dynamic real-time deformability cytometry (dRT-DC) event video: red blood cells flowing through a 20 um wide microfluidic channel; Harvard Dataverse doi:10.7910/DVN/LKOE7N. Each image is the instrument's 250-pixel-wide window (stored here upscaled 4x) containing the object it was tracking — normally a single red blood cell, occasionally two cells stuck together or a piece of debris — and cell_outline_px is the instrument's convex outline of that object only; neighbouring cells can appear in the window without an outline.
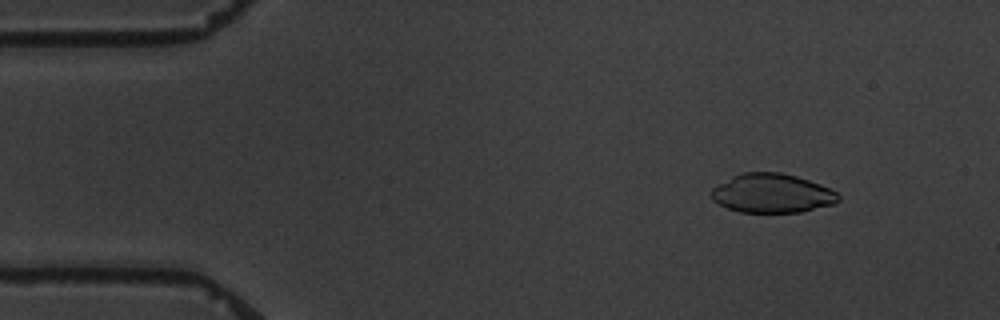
{"species": "common noctule bat (a hibernating species)", "species_latin": "Nyctalus noctula", "temperature_condition": "warm", "stored_images_in_passage": 6, "camera_frame_rate_fps": 3000, "um_per_image_px": 0.085, "animal": {"sex": "male", "body_mass_g": 19.5, "forearm_length_mm": 54.6}, "frame": {"image": 1, "passage_image": 2, "time_ms": 1.333, "image_size_px": [1000, 320], "cell_outline_px": [[840, 200], [836, 204], [800, 212], [740, 212], [728, 208], [712, 200], [712, 188], [732, 176], [744, 172], [780, 172], [796, 176], [820, 184], [836, 192], [840, 196]], "centroid_in_image_um": [65.65, 16.43], "position_along_channel_um": 19.4, "area_um2": 28.84}}